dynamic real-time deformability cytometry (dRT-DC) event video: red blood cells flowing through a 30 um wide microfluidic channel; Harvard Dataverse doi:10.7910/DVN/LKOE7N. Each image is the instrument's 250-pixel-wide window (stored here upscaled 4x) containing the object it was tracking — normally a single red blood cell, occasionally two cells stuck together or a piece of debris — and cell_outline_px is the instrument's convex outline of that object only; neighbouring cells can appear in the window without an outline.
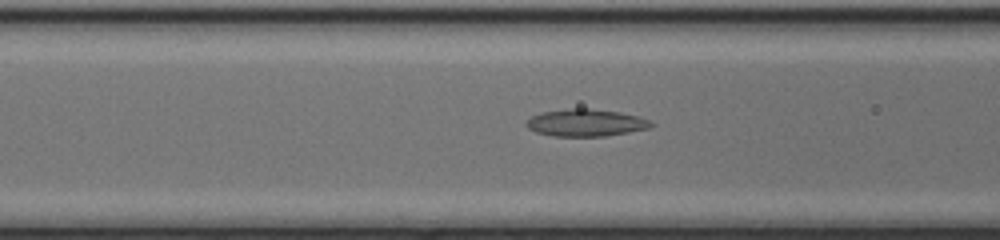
{"species": "common noctule bat (a hibernating species)", "species_latin": "Nyctalus noctula", "temperature_condition": "cold", "stored_images_in_passage": 42, "camera_frame_rate_fps": 3000, "um_per_image_px": 0.085, "animal": {"sex": "female", "body_mass_g": 17.0, "forearm_length_mm": 48.0}, "frame": {"image": 1, "passage_image": 13, "time_ms": 4.0, "image_size_px": [1000, 240], "cell_outline_px": [[656, 124], [648, 128], [628, 132], [604, 136], [552, 136], [536, 132], [528, 128], [524, 124], [532, 116], [540, 112], [572, 108], [588, 108], [620, 112], [640, 116]], "centroid_in_image_um": [49.79, 10.43], "position_along_channel_um": 116.8, "area_um2": 19.83}}
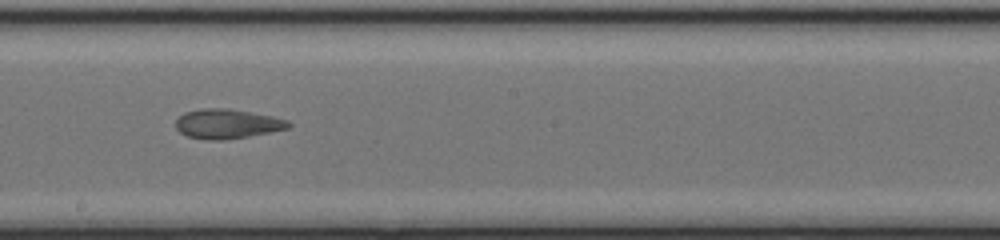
{"frame": {"image": 2, "passage_image": 21, "time_ms": 6.667, "image_size_px": [1000, 240], "cell_outline_px": [[292, 124], [288, 128], [248, 136], [224, 140], [204, 140], [188, 136], [180, 132], [176, 128], [176, 120], [184, 112], [200, 108], [228, 108], [272, 116], [288, 120]], "centroid_in_image_um": [19.28, 10.52], "position_along_channel_um": 228.9, "area_um2": 19.36}}
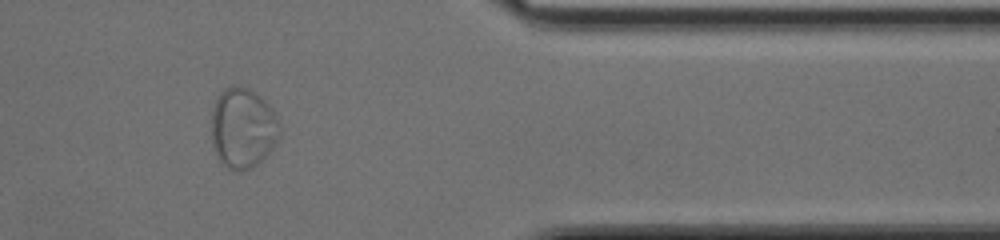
{"frame": {"image": 3, "passage_image": 34, "time_ms": 11.0, "image_size_px": [1000, 240], "cell_outline_px": [[280, 136], [272, 148], [252, 168], [240, 172], [236, 172], [220, 164], [216, 156], [212, 144], [208, 120], [212, 108], [220, 92], [224, 88], [248, 88], [260, 96], [272, 108], [280, 124]], "centroid_in_image_um": [20.59, 10.92], "position_along_channel_um": 390.8, "area_um2": 32.48}}